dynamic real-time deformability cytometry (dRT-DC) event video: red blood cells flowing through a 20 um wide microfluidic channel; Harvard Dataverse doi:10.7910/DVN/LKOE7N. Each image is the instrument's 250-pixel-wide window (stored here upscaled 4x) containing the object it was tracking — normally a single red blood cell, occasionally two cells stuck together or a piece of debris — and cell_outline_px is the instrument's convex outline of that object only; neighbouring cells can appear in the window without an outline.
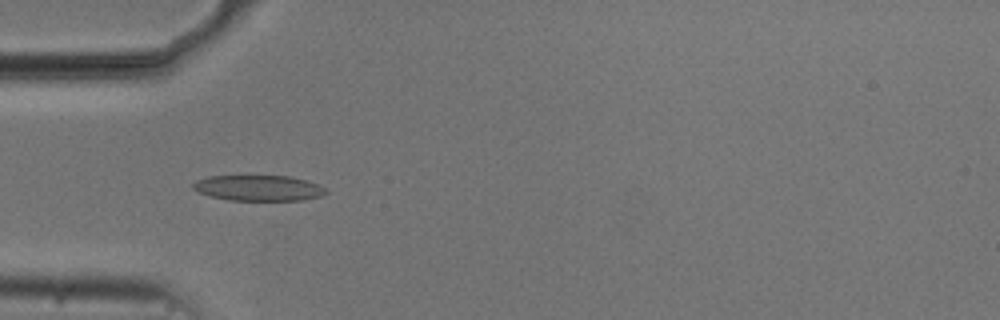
{"species": "common noctule bat (a hibernating species)", "species_latin": "Nyctalus noctula", "temperature_condition": "cold", "stored_images_in_passage": 14, "camera_frame_rate_fps": 3000, "um_per_image_px": 0.085, "animal": {"sex": "male", "body_mass_g": 20.5, "forearm_length_mm": 52.5}, "frame": {"image": 1, "passage_image": 1, "time_ms": 0.0, "image_size_px": [1000, 320], "cell_outline_px": [[328, 192], [320, 196], [304, 200], [228, 200], [212, 196], [200, 192], [192, 188], [192, 184], [196, 180], [208, 176], [292, 176], [316, 184], [324, 188]], "centroid_in_image_um": [21.96, 15.98], "position_along_channel_um": 63.0, "area_um2": 19.65}}
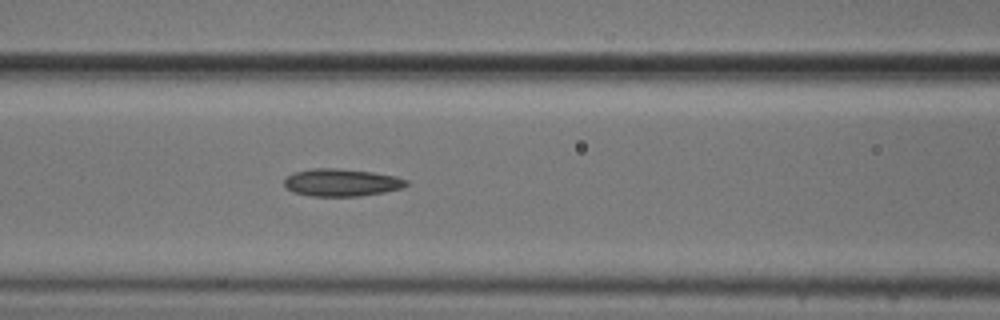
{"frame": {"image": 2, "passage_image": 7, "time_ms": 2.0, "image_size_px": [1000, 320], "cell_outline_px": [[408, 184], [404, 188], [384, 192], [360, 196], [312, 196], [292, 192], [284, 184], [284, 180], [288, 176], [296, 172], [312, 168], [336, 168], [372, 172], [396, 176], [408, 180]], "centroid_in_image_um": [29.06, 15.52], "position_along_channel_um": 137.5, "area_um2": 19.54}}
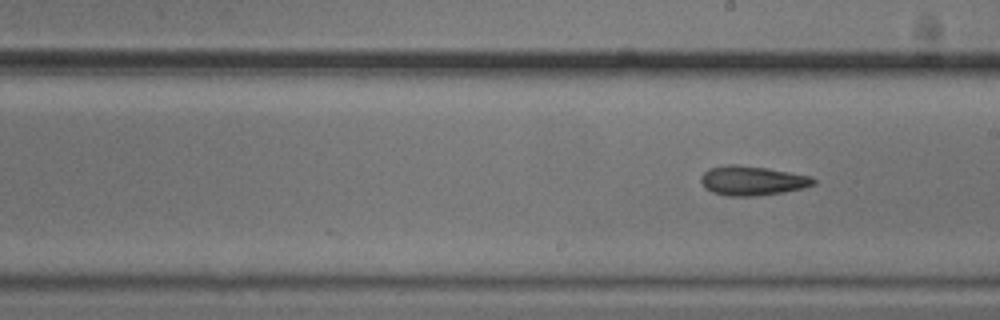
{"frame": {"image": 3, "passage_image": 14, "time_ms": 4.333, "image_size_px": [1000, 320], "cell_outline_px": [[816, 184], [804, 188], [784, 192], [756, 196], [728, 196], [712, 192], [704, 188], [700, 180], [700, 176], [708, 168], [728, 164], [736, 164], [768, 168], [812, 176], [816, 180]], "centroid_in_image_um": [63.94, 15.35], "position_along_channel_um": 225.1, "area_um2": 19.59}}